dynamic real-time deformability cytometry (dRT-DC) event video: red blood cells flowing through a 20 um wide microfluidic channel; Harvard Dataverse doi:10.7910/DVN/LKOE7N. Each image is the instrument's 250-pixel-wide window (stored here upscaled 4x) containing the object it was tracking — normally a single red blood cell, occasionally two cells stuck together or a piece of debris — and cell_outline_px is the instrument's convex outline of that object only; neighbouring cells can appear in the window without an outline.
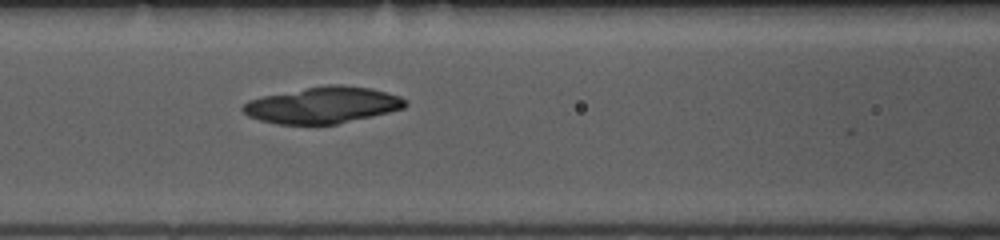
{"species": "common noctule bat (a hibernating species)", "species_latin": "Nyctalus noctula", "temperature_condition": "room temperature", "stored_images_in_passage": 10, "camera_frame_rate_fps": 3000, "um_per_image_px": 0.085, "animal": {"sex": "female", "body_mass_g": 10.0, "forearm_length_mm": 53.1}, "frame": {"image": 1, "passage_image": 6, "time_ms": 1.667, "image_size_px": [1000, 240], "cell_outline_px": [[408, 104], [404, 108], [388, 112], [336, 124], [276, 124], [260, 120], [248, 116], [240, 108], [248, 100], [264, 96], [328, 84], [340, 84], [372, 88], [400, 96], [408, 100]], "centroid_in_image_um": [27.45, 8.93], "position_along_channel_um": 139.1, "area_um2": 34.28}}
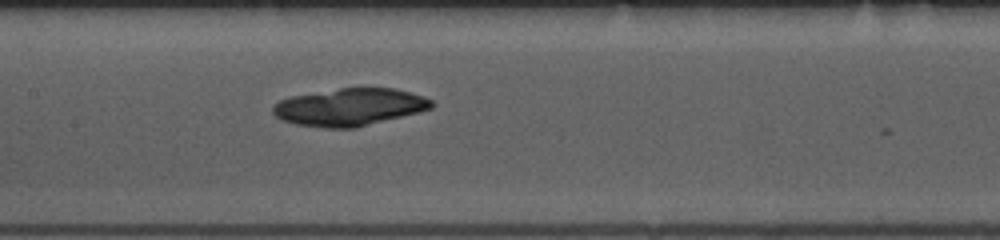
{"frame": {"image": 2, "passage_image": 9, "time_ms": 2.667, "image_size_px": [1000, 240], "cell_outline_px": [[436, 104], [432, 108], [356, 128], [324, 128], [296, 124], [280, 120], [272, 112], [272, 104], [280, 100], [292, 96], [340, 88], [396, 88], [424, 96], [432, 100]], "centroid_in_image_um": [29.7, 9.1], "position_along_channel_um": 177.7, "area_um2": 34.62}}